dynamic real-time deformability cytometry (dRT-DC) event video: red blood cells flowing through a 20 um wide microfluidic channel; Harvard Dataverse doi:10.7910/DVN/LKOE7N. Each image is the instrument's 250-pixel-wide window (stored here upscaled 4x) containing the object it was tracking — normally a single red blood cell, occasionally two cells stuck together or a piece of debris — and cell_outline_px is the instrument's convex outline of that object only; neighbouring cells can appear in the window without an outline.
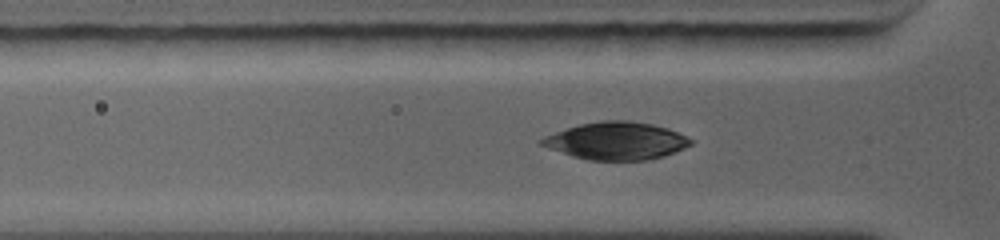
{"species": "common noctule bat (a hibernating species)", "species_latin": "Nyctalus noctula", "temperature_condition": "warm", "stored_images_in_passage": 31, "camera_frame_rate_fps": 5000, "um_per_image_px": 0.085, "animal": {"sex": "female", "body_mass_g": 19.0, "forearm_length_mm": 56.7}, "frame": {"image": 1, "passage_image": 3, "time_ms": 0.6, "image_size_px": [1000, 240], "cell_outline_px": [[688, 144], [672, 152], [660, 156], [644, 160], [592, 160], [576, 156], [560, 148], [548, 140], [552, 136], [568, 128], [580, 124], [600, 120], [628, 120], [652, 124], [676, 132], [688, 140]], "centroid_in_image_um": [52.55, 11.95], "position_along_channel_um": 73.2, "area_um2": 29.94}}
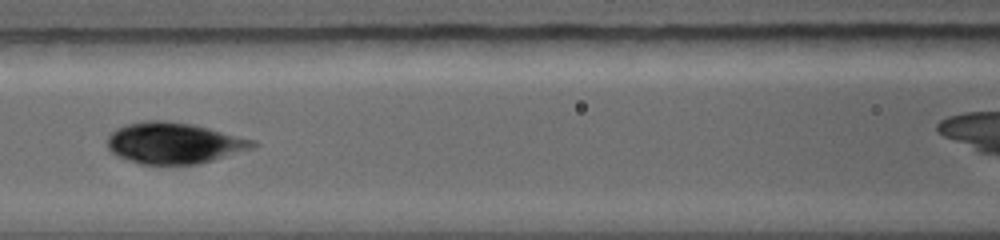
{"frame": {"image": 2, "passage_image": 14, "time_ms": 2.4, "image_size_px": [1000, 240], "cell_outline_px": [[240, 144], [208, 160], [192, 164], [144, 164], [124, 156], [116, 152], [112, 148], [112, 136], [120, 128], [128, 124], [144, 120], [168, 120], [192, 124], [216, 132]], "centroid_in_image_um": [14.38, 12.13], "position_along_channel_um": 152.2, "area_um2": 30.0}}
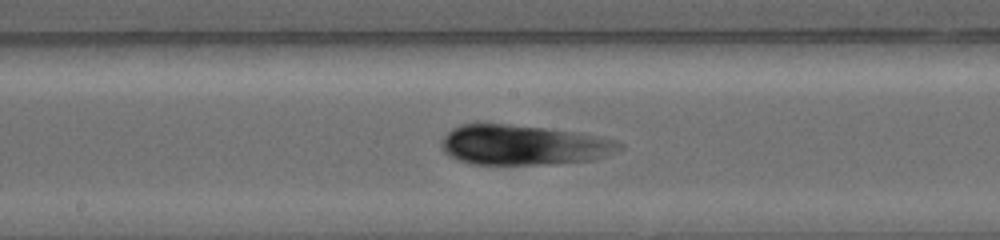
{"frame": {"image": 3, "passage_image": 22, "time_ms": 3.6, "image_size_px": [1000, 240], "cell_outline_px": [[576, 160], [528, 164], [480, 164], [464, 160], [456, 156], [448, 148], [448, 136], [456, 128], [464, 124], [508, 124], [540, 128], [556, 132], [568, 148]], "centroid_in_image_um": [43.13, 12.3], "position_along_channel_um": 205.1, "area_um2": 30.17}}